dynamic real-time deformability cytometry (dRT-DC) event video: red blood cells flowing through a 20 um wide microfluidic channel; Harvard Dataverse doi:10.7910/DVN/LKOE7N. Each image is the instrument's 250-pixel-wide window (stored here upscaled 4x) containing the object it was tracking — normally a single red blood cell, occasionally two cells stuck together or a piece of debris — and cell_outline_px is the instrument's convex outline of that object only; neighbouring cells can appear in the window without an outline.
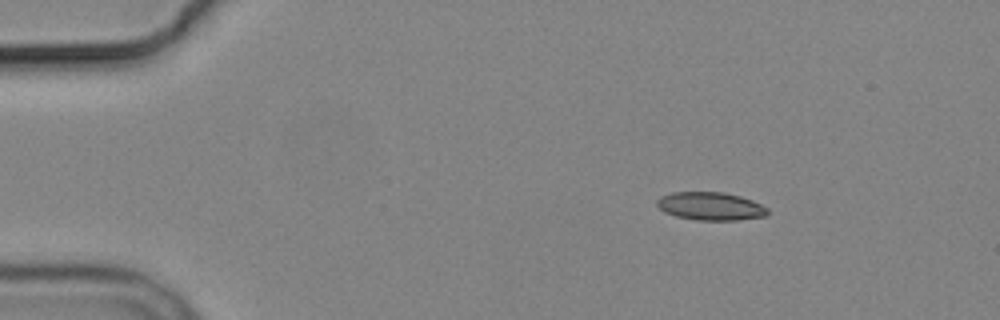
{"species": "common noctule bat (a hibernating species)", "species_latin": "Nyctalus noctula", "temperature_condition": "cold", "stored_images_in_passage": 4, "segment_of_instrument_passage": [1, 2], "camera_frame_rate_fps": 3000, "um_per_image_px": 0.085, "animal": {"sex": "male", "body_mass_g": 19.2, "forearm_length_mm": 51.8}, "frame": {"image": 1, "passage_image": 1, "time_ms": 0.0, "image_size_px": [1000, 320], "cell_outline_px": [[768, 216], [736, 220], [696, 220], [676, 216], [664, 212], [656, 204], [656, 200], [660, 196], [672, 192], [724, 192], [740, 196], [752, 200], [768, 208]], "centroid_in_image_um": [60.39, 17.52], "position_along_channel_um": 24.6, "area_um2": 18.21}}